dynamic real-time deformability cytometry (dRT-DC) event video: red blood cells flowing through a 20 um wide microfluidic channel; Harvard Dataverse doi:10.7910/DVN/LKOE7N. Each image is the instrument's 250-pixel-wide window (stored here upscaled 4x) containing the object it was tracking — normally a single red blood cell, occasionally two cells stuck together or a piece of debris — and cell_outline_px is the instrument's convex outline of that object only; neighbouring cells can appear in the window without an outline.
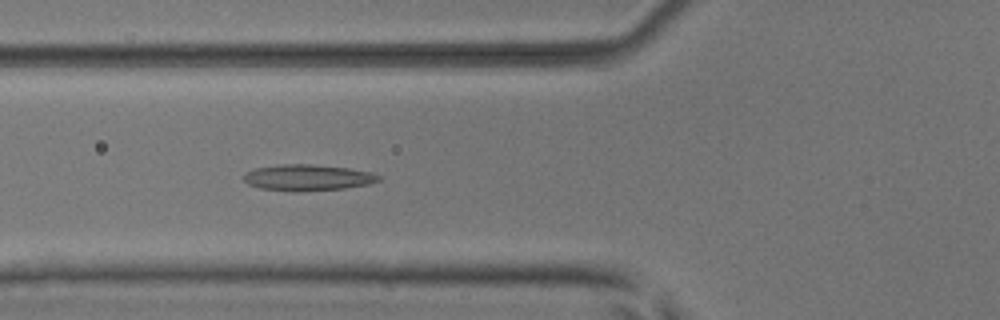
{"species": "common noctule bat (a hibernating species)", "species_latin": "Nyctalus noctula", "temperature_condition": "room temperature", "stored_images_in_passage": 51, "camera_frame_rate_fps": 3000, "um_per_image_px": 0.085, "animal": {"sex": "male", "body_mass_g": 17.9, "forearm_length_mm": 54.2}, "frame": {"image": 1, "passage_image": 19, "time_ms": 6.0, "image_size_px": [1000, 320], "cell_outline_px": [[380, 180], [368, 184], [344, 188], [300, 192], [292, 192], [260, 188], [248, 184], [244, 180], [244, 172], [256, 168], [284, 164], [312, 164], [348, 168], [372, 172], [380, 176]], "centroid_in_image_um": [26.14, 15.1], "position_along_channel_um": 99.7, "area_um2": 20.63}}
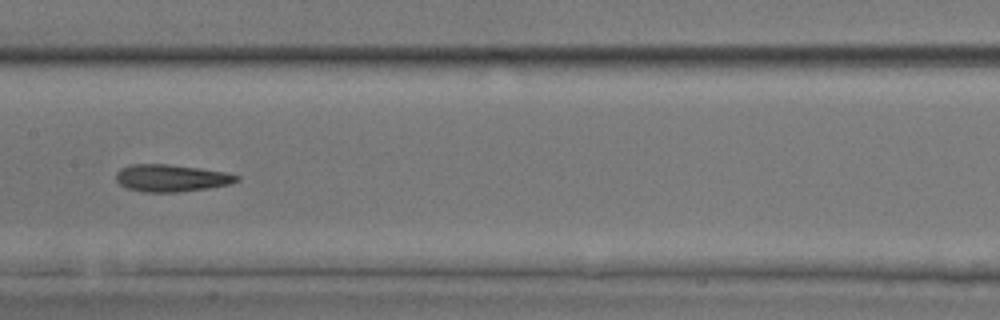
{"frame": {"image": 2, "passage_image": 26, "time_ms": 8.333, "image_size_px": [1000, 320], "cell_outline_px": [[240, 180], [232, 184], [208, 188], [176, 192], [144, 192], [128, 188], [120, 184], [116, 180], [116, 172], [120, 168], [132, 164], [168, 164], [200, 168], [224, 172], [240, 176]], "centroid_in_image_um": [14.57, 15.13], "position_along_channel_um": 192.8, "area_um2": 19.13}}
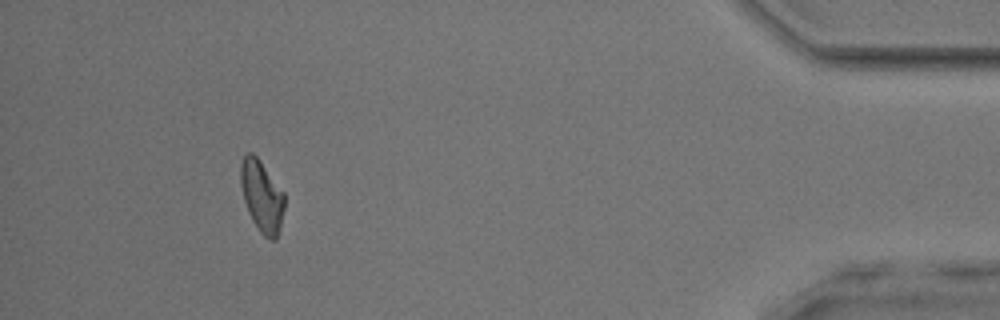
{"frame": {"image": 3, "passage_image": 47, "time_ms": 15.333, "image_size_px": [1000, 320], "cell_outline_px": [[284, 208], [276, 240], [272, 240], [264, 236], [260, 232], [252, 220], [248, 212], [244, 200], [240, 184], [240, 164], [244, 156], [248, 152], [252, 152], [260, 160], [284, 192]], "centroid_in_image_um": [22.24, 16.65], "position_along_channel_um": 413.0, "area_um2": 18.21}, "authors_computed_cell_mechanics": {"area_um2": 19.363, "velocity_mm_per_s": 3.9998, "shape_relaxation_time_tau1_ms": 8.9637, "shape_relaxation_time_tau2_ms": 3.952, "deformation_change_tau1": 0.2006, "deformation_change_tau2": 0.1248}}